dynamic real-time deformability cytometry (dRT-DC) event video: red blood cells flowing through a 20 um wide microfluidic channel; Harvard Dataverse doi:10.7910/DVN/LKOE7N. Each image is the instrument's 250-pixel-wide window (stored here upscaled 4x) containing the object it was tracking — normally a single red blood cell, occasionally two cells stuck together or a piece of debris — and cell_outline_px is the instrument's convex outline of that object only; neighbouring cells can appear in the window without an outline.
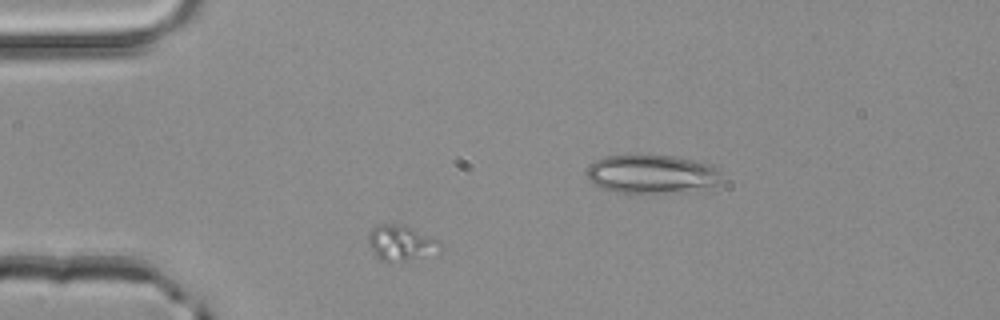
{"species": "common noctule bat (a hibernating species)", "species_latin": "Nyctalus noctula", "temperature_condition": "room temperature", "stored_images_in_passage": 2, "camera_frame_rate_fps": 3000, "um_per_image_px": 0.085, "animal": {"sex": "male", "body_mass_g": 20.4}, "frame": {"image": 1, "passage_image": 1, "time_ms": 0.0, "image_size_px": [1000, 320], "cell_outline_px": [[440, 252], [400, 264], [380, 260], [372, 252], [368, 244], [368, 232], [372, 228], [380, 224], [388, 224], [412, 228], [440, 240]], "centroid_in_image_um": [34.08, 20.71], "position_along_channel_um": 50.9, "area_um2": 15.2}}